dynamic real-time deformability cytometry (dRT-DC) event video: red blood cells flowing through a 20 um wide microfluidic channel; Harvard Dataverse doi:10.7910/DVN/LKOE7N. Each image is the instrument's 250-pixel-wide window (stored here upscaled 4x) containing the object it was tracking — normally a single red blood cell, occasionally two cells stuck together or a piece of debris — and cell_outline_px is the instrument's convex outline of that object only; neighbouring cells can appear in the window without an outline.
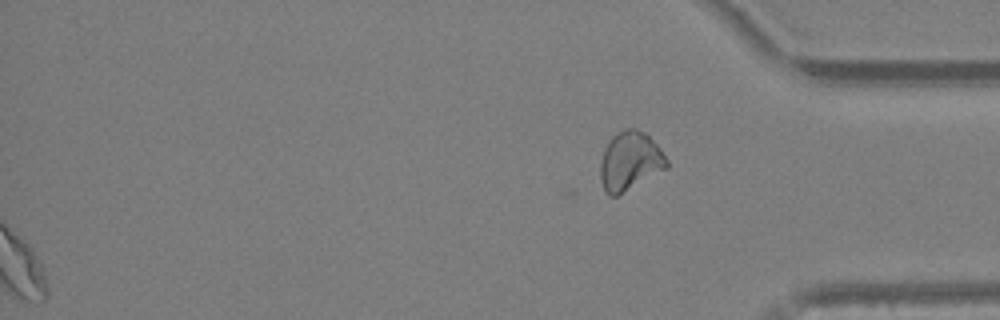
{"species": "Egyptian fruit bat (a non-hibernating species)", "species_latin": "Rousettus aegyptiacus", "temperature_condition": "warm", "stored_images_in_passage": 37, "segment_of_instrument_passage": [2, 2], "camera_frame_rate_fps": 3000, "um_per_image_px": 0.085, "animal": {"sex": "female"}, "frame": {"image": 1, "passage_image": 37, "time_ms": 12.0, "image_size_px": [1000, 320], "cell_outline_px": [[668, 168], [616, 196], [608, 196], [604, 192], [600, 180], [600, 164], [604, 148], [612, 136], [616, 132], [624, 128], [636, 128], [644, 132], [660, 148], [668, 160]], "centroid_in_image_um": [53.53, 13.69], "position_along_channel_um": 381.7, "area_um2": 22.89}}